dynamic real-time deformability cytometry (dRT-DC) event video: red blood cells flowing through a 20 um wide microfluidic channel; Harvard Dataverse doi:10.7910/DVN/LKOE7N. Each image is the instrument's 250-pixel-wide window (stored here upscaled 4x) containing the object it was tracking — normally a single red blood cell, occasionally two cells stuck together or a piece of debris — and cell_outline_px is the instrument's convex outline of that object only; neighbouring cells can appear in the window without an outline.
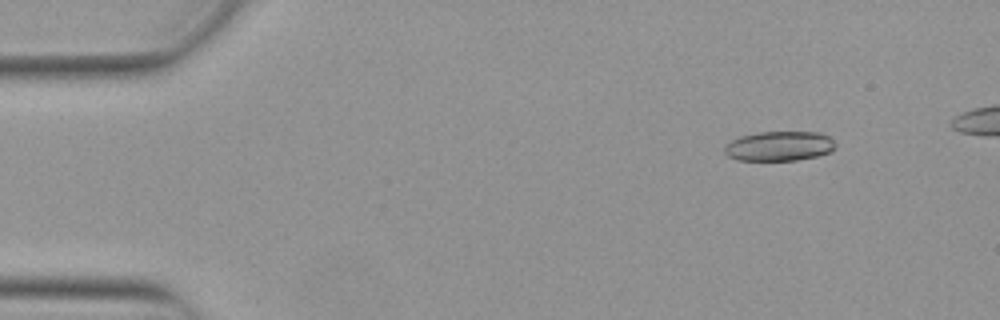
{"species": "Egyptian fruit bat (a non-hibernating species)", "species_latin": "Rousettus aegyptiacus", "temperature_condition": "warm", "stored_images_in_passage": 13, "camera_frame_rate_fps": 3000, "um_per_image_px": 0.085, "animal": {"sex": "female"}, "frame": {"image": 1, "passage_image": 6, "time_ms": 1.667, "image_size_px": [1000, 320], "cell_outline_px": [[836, 144], [828, 152], [816, 156], [796, 160], [736, 160], [728, 156], [724, 152], [724, 148], [732, 140], [740, 136], [760, 132], [820, 132], [828, 136]], "centroid_in_image_um": [66.21, 12.41], "position_along_channel_um": 18.8, "area_um2": 18.96}}